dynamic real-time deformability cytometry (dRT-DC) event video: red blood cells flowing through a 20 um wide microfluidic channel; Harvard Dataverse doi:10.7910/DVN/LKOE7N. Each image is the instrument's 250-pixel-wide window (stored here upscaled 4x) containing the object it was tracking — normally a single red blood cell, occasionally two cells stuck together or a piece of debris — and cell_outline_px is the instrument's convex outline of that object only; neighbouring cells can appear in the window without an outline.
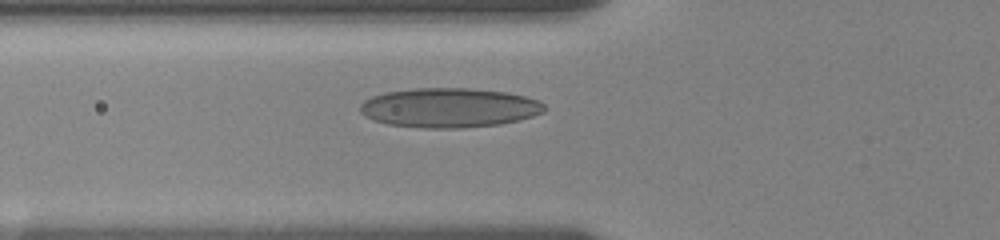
{"species": "human", "species_latin": "Homo sapiens", "temperature_condition": "room temperature", "stored_images_in_passage": 22, "camera_frame_rate_fps": 3000, "um_per_image_px": 0.085, "donor": {"sex": "female"}, "frame": {"image": 1, "passage_image": 4, "time_ms": 2.0, "image_size_px": [1000, 240], "cell_outline_px": [[544, 112], [532, 116], [500, 124], [460, 128], [424, 128], [388, 124], [372, 120], [364, 116], [360, 112], [360, 104], [364, 100], [372, 96], [384, 92], [412, 88], [468, 88], [504, 92], [524, 96], [540, 100], [544, 104]], "centroid_in_image_um": [38.13, 9.15], "position_along_channel_um": 87.7, "area_um2": 42.48}}
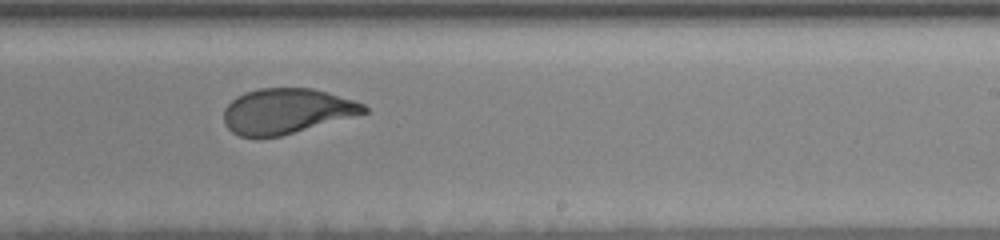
{"frame": {"image": 2, "passage_image": 12, "time_ms": 7.0, "image_size_px": [1000, 240], "cell_outline_px": [[368, 112], [280, 136], [240, 136], [232, 132], [224, 124], [224, 108], [236, 96], [244, 92], [260, 88], [312, 88], [328, 92], [364, 104], [368, 108]], "centroid_in_image_um": [24.33, 9.43], "position_along_channel_um": 264.7, "area_um2": 36.59}}
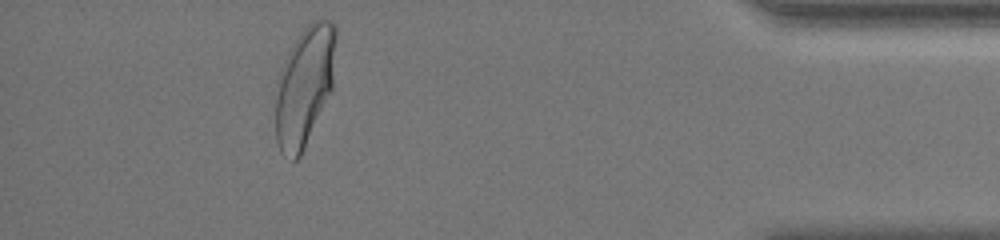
{"frame": {"image": 3, "passage_image": 20, "time_ms": 12.333, "image_size_px": [1000, 240], "cell_outline_px": [[336, 36], [332, 88], [304, 148], [300, 156], [296, 160], [292, 160], [280, 152], [276, 140], [276, 80], [288, 52], [300, 32], [312, 20], [320, 16], [332, 20], [336, 28]], "centroid_in_image_um": [25.88, 7.26], "position_along_channel_um": 409.3, "area_um2": 42.08}}